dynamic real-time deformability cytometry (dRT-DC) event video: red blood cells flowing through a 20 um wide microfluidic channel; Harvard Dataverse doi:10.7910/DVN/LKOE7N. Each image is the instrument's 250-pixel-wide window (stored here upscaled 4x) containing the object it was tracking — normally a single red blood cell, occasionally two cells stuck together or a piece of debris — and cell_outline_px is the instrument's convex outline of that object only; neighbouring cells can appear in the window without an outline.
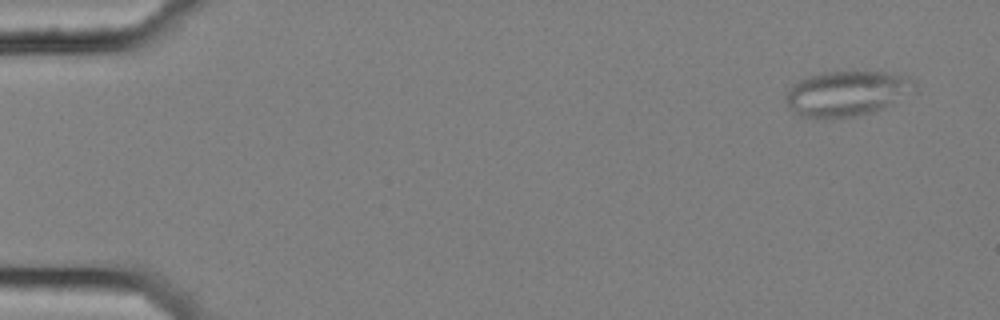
{"species": "common noctule bat (a hibernating species)", "species_latin": "Nyctalus noctula", "temperature_condition": "cold", "stored_images_in_passage": 42, "camera_frame_rate_fps": 3000, "um_per_image_px": 0.085, "animal": {"sex": "female", "body_mass_g": 25.1}, "frame": {"image": 1, "passage_image": 1, "time_ms": 0.0, "image_size_px": [1000, 320], "cell_outline_px": [[916, 92], [872, 112], [856, 116], [832, 120], [800, 116], [788, 104], [784, 96], [792, 84], [808, 76], [824, 72], [884, 72], [908, 76], [916, 80]], "centroid_in_image_um": [72.01, 7.95], "position_along_channel_um": 13.0, "area_um2": 34.22}}
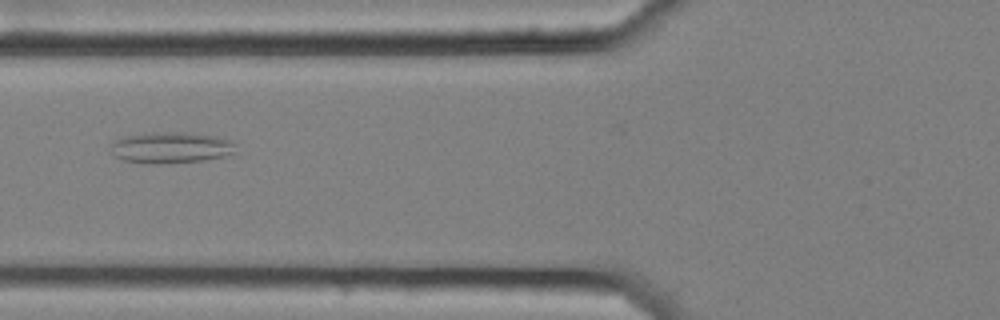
{"frame": {"image": 2, "passage_image": 20, "time_ms": 6.333, "image_size_px": [1000, 320], "cell_outline_px": [[236, 152], [224, 156], [204, 160], [160, 164], [148, 164], [124, 160], [116, 156], [108, 148], [116, 140], [124, 136], [152, 132], [184, 132], [216, 136], [232, 140]], "centroid_in_image_um": [14.52, 12.54], "position_along_channel_um": 111.3, "area_um2": 22.83}}
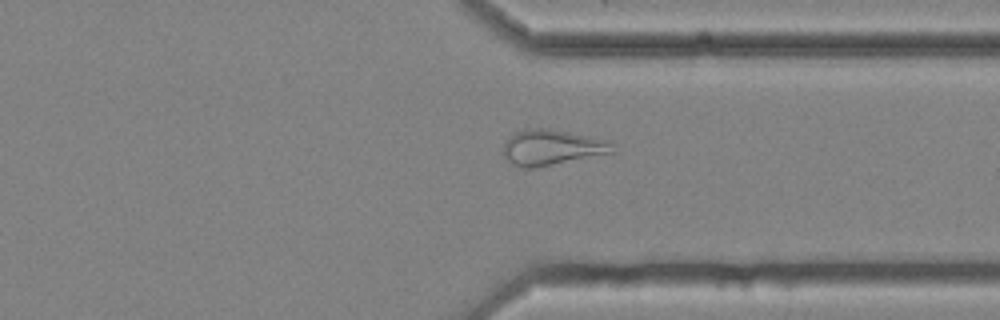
{"frame": {"image": 3, "passage_image": 41, "time_ms": 13.333, "image_size_px": [1000, 320], "cell_outline_px": [[616, 152], [532, 168], [524, 168], [512, 164], [504, 156], [504, 144], [508, 136], [524, 128], [548, 128], [608, 140], [612, 144]], "centroid_in_image_um": [46.89, 12.52], "position_along_channel_um": 364.5, "area_um2": 22.48}}